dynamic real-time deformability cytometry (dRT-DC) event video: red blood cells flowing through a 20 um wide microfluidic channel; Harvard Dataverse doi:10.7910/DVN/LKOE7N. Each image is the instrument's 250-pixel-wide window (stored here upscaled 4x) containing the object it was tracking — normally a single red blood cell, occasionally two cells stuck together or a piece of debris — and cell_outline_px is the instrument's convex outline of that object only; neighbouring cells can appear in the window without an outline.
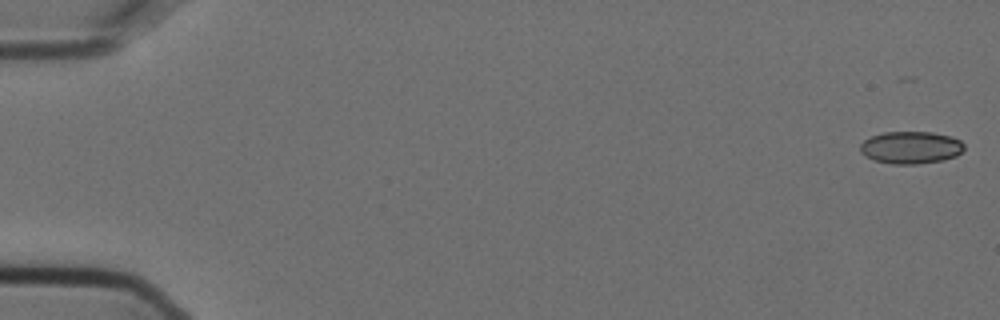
{"species": "Egyptian fruit bat (a non-hibernating species)", "species_latin": "Rousettus aegyptiacus", "temperature_condition": "cold", "stored_images_in_passage": 5, "camera_frame_rate_fps": 3000, "um_per_image_px": 0.085, "animal": {"sex": "female"}, "frame": {"image": 1, "passage_image": 1, "time_ms": 0.0, "image_size_px": [1000, 320], "cell_outline_px": [[964, 148], [956, 156], [944, 160], [916, 164], [892, 164], [876, 160], [864, 156], [860, 152], [860, 144], [864, 140], [872, 136], [884, 132], [932, 132], [952, 136], [960, 140], [964, 144]], "centroid_in_image_um": [77.42, 12.53], "position_along_channel_um": 7.6, "area_um2": 19.65}}
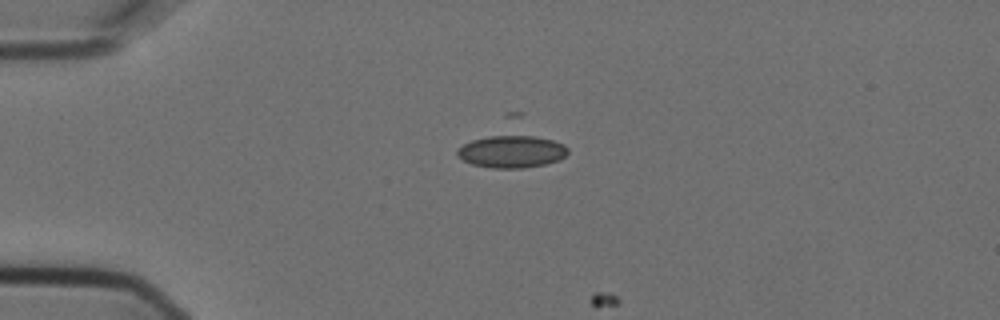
{"frame": {"image": 2, "passage_image": 4, "time_ms": 1.0, "image_size_px": [1000, 320], "cell_outline_px": [[568, 152], [560, 160], [544, 164], [524, 168], [492, 168], [472, 164], [464, 160], [456, 152], [464, 144], [508, 112], [524, 112], [564, 144], [568, 148]], "centroid_in_image_um": [43.62, 12.27], "position_along_channel_um": 41.4, "area_um2": 29.54}}